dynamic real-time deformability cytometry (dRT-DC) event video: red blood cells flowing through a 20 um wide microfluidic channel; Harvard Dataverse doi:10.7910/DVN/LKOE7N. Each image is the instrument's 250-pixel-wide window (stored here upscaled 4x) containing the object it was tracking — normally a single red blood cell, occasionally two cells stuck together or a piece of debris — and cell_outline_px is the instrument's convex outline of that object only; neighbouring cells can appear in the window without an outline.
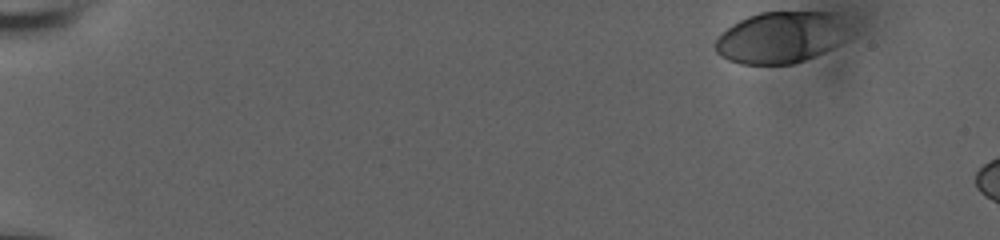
{"species": "human", "species_latin": "Homo sapiens", "temperature_condition": "room temperature", "stored_images_in_passage": 8, "camera_frame_rate_fps": 3000, "um_per_image_px": 0.085, "donor": {"sex": "male"}, "frame": {"image": 1, "passage_image": 1, "time_ms": 0.0, "image_size_px": [1000, 240], "cell_outline_px": [[844, 28], [840, 44], [824, 52], [804, 60], [792, 64], [740, 64], [728, 60], [720, 56], [716, 52], [716, 40], [732, 24], [748, 16], [760, 12], [832, 12]], "centroid_in_image_um": [66.27, 3.2], "position_along_channel_um": 18.7, "area_um2": 39.19}}